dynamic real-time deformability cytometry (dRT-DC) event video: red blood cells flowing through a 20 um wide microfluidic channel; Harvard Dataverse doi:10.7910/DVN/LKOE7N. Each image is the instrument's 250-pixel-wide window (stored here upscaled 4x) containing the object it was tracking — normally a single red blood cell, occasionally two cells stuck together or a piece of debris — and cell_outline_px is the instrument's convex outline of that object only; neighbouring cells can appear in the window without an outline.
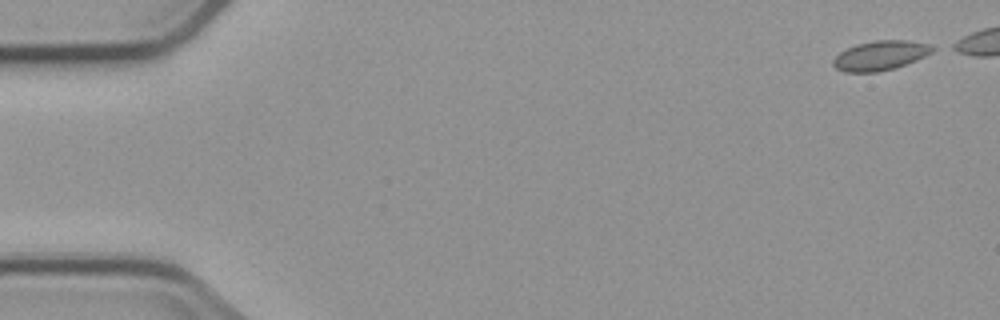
{"species": "common noctule bat (a hibernating species)", "species_latin": "Nyctalus noctula", "temperature_condition": "cold", "stored_images_in_passage": 2, "camera_frame_rate_fps": 3000, "um_per_image_px": 0.085, "animal": {"sex": "male", "body_mass_g": 23.1, "forearm_length_mm": 52.7}, "frame": {"image": 1, "passage_image": 2, "time_ms": 1.0, "image_size_px": [1000, 320], "cell_outline_px": [[936, 48], [932, 52], [916, 60], [896, 68], [876, 72], [844, 72], [836, 68], [832, 64], [832, 60], [840, 52], [856, 44], [876, 40], [908, 40], [928, 44]], "centroid_in_image_um": [74.82, 4.72], "position_along_channel_um": 10.2, "area_um2": 17.05}}